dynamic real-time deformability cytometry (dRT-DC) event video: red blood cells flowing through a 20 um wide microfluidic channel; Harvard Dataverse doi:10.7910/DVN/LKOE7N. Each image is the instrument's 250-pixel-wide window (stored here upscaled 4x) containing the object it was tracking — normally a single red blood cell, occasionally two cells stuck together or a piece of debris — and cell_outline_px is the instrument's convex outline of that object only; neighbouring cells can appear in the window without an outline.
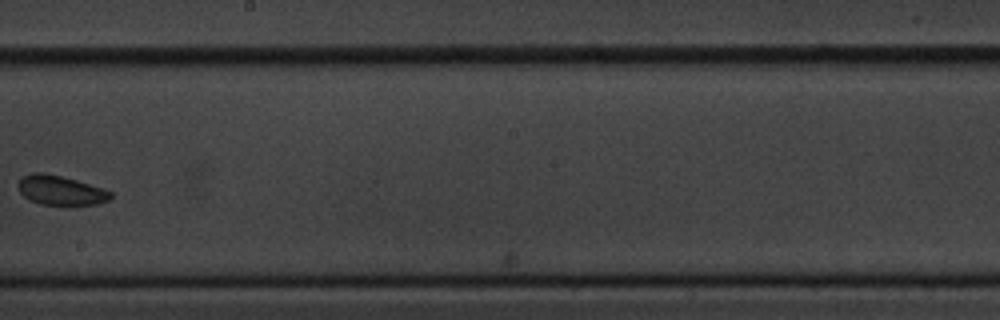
{"species": "common noctule bat (a hibernating species)", "species_latin": "Nyctalus noctula", "temperature_condition": "cold", "stored_images_in_passage": 9, "camera_frame_rate_fps": 3000, "um_per_image_px": 0.085, "animal": {"sex": "male", "body_mass_g": 20.1, "forearm_length_mm": 53.5}, "frame": {"image": 1, "passage_image": 8, "time_ms": 9.0, "image_size_px": [1000, 320], "cell_outline_px": [[112, 196], [108, 200], [100, 204], [68, 208], [64, 208], [40, 204], [24, 196], [20, 192], [16, 184], [24, 176], [32, 172], [44, 172], [76, 180], [104, 188], [112, 192]], "centroid_in_image_um": [5.19, 16.23], "position_along_channel_um": 243.0, "area_um2": 16.65}}